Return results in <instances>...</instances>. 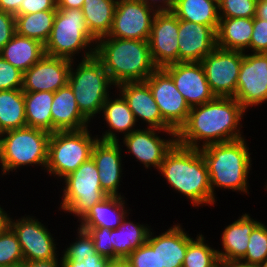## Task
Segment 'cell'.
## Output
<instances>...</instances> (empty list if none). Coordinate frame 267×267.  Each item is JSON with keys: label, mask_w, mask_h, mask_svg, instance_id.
I'll use <instances>...</instances> for the list:
<instances>
[{"label": "cell", "mask_w": 267, "mask_h": 267, "mask_svg": "<svg viewBox=\"0 0 267 267\" xmlns=\"http://www.w3.org/2000/svg\"><path fill=\"white\" fill-rule=\"evenodd\" d=\"M51 133L33 127H23L0 134V176L31 166L45 172ZM39 166V167H38Z\"/></svg>", "instance_id": "obj_5"}, {"label": "cell", "mask_w": 267, "mask_h": 267, "mask_svg": "<svg viewBox=\"0 0 267 267\" xmlns=\"http://www.w3.org/2000/svg\"><path fill=\"white\" fill-rule=\"evenodd\" d=\"M145 81L162 118L177 132L186 122L191 107L162 68H157Z\"/></svg>", "instance_id": "obj_15"}, {"label": "cell", "mask_w": 267, "mask_h": 267, "mask_svg": "<svg viewBox=\"0 0 267 267\" xmlns=\"http://www.w3.org/2000/svg\"><path fill=\"white\" fill-rule=\"evenodd\" d=\"M23 1L24 0H0V10L16 16L18 15V10Z\"/></svg>", "instance_id": "obj_49"}, {"label": "cell", "mask_w": 267, "mask_h": 267, "mask_svg": "<svg viewBox=\"0 0 267 267\" xmlns=\"http://www.w3.org/2000/svg\"><path fill=\"white\" fill-rule=\"evenodd\" d=\"M51 115L52 133L56 131L82 130L91 125L81 114L69 84L54 93Z\"/></svg>", "instance_id": "obj_25"}, {"label": "cell", "mask_w": 267, "mask_h": 267, "mask_svg": "<svg viewBox=\"0 0 267 267\" xmlns=\"http://www.w3.org/2000/svg\"><path fill=\"white\" fill-rule=\"evenodd\" d=\"M257 0H222L219 6L220 18H253Z\"/></svg>", "instance_id": "obj_39"}, {"label": "cell", "mask_w": 267, "mask_h": 267, "mask_svg": "<svg viewBox=\"0 0 267 267\" xmlns=\"http://www.w3.org/2000/svg\"><path fill=\"white\" fill-rule=\"evenodd\" d=\"M156 13L144 2L118 0L107 37L148 41Z\"/></svg>", "instance_id": "obj_14"}, {"label": "cell", "mask_w": 267, "mask_h": 267, "mask_svg": "<svg viewBox=\"0 0 267 267\" xmlns=\"http://www.w3.org/2000/svg\"><path fill=\"white\" fill-rule=\"evenodd\" d=\"M110 267H131L125 260L113 261Z\"/></svg>", "instance_id": "obj_54"}, {"label": "cell", "mask_w": 267, "mask_h": 267, "mask_svg": "<svg viewBox=\"0 0 267 267\" xmlns=\"http://www.w3.org/2000/svg\"><path fill=\"white\" fill-rule=\"evenodd\" d=\"M90 127L82 130L56 131L51 133L48 143V161L45 173L61 181L92 156L98 140ZM92 131V132H91Z\"/></svg>", "instance_id": "obj_8"}, {"label": "cell", "mask_w": 267, "mask_h": 267, "mask_svg": "<svg viewBox=\"0 0 267 267\" xmlns=\"http://www.w3.org/2000/svg\"><path fill=\"white\" fill-rule=\"evenodd\" d=\"M264 183H265V185L263 186L264 187V190L267 191V179H266V181Z\"/></svg>", "instance_id": "obj_56"}, {"label": "cell", "mask_w": 267, "mask_h": 267, "mask_svg": "<svg viewBox=\"0 0 267 267\" xmlns=\"http://www.w3.org/2000/svg\"><path fill=\"white\" fill-rule=\"evenodd\" d=\"M95 56L102 62L112 83L145 81L156 69L148 41L113 37L97 40Z\"/></svg>", "instance_id": "obj_4"}, {"label": "cell", "mask_w": 267, "mask_h": 267, "mask_svg": "<svg viewBox=\"0 0 267 267\" xmlns=\"http://www.w3.org/2000/svg\"><path fill=\"white\" fill-rule=\"evenodd\" d=\"M24 257L18 238L11 227L0 234V267L23 264Z\"/></svg>", "instance_id": "obj_38"}, {"label": "cell", "mask_w": 267, "mask_h": 267, "mask_svg": "<svg viewBox=\"0 0 267 267\" xmlns=\"http://www.w3.org/2000/svg\"><path fill=\"white\" fill-rule=\"evenodd\" d=\"M144 2L156 12H170L173 9L175 0H137Z\"/></svg>", "instance_id": "obj_47"}, {"label": "cell", "mask_w": 267, "mask_h": 267, "mask_svg": "<svg viewBox=\"0 0 267 267\" xmlns=\"http://www.w3.org/2000/svg\"><path fill=\"white\" fill-rule=\"evenodd\" d=\"M31 215H21L18 219L16 216L11 217L10 221V227L20 243L24 261L56 259L61 255L57 239H54V234L50 232L48 225L42 223L43 220Z\"/></svg>", "instance_id": "obj_11"}, {"label": "cell", "mask_w": 267, "mask_h": 267, "mask_svg": "<svg viewBox=\"0 0 267 267\" xmlns=\"http://www.w3.org/2000/svg\"><path fill=\"white\" fill-rule=\"evenodd\" d=\"M255 17L267 21V0H257Z\"/></svg>", "instance_id": "obj_52"}, {"label": "cell", "mask_w": 267, "mask_h": 267, "mask_svg": "<svg viewBox=\"0 0 267 267\" xmlns=\"http://www.w3.org/2000/svg\"><path fill=\"white\" fill-rule=\"evenodd\" d=\"M128 214L117 229H111L113 261L125 260L132 251L147 242L151 225L131 221ZM144 223V224H143Z\"/></svg>", "instance_id": "obj_27"}, {"label": "cell", "mask_w": 267, "mask_h": 267, "mask_svg": "<svg viewBox=\"0 0 267 267\" xmlns=\"http://www.w3.org/2000/svg\"><path fill=\"white\" fill-rule=\"evenodd\" d=\"M245 113L247 111L234 97H215L210 102L193 106L186 122L176 132L177 144L200 149L247 137L241 129Z\"/></svg>", "instance_id": "obj_1"}, {"label": "cell", "mask_w": 267, "mask_h": 267, "mask_svg": "<svg viewBox=\"0 0 267 267\" xmlns=\"http://www.w3.org/2000/svg\"><path fill=\"white\" fill-rule=\"evenodd\" d=\"M244 52L216 47L201 60L207 82L215 97H234Z\"/></svg>", "instance_id": "obj_13"}, {"label": "cell", "mask_w": 267, "mask_h": 267, "mask_svg": "<svg viewBox=\"0 0 267 267\" xmlns=\"http://www.w3.org/2000/svg\"><path fill=\"white\" fill-rule=\"evenodd\" d=\"M212 1H214L215 3L219 5L222 0H212Z\"/></svg>", "instance_id": "obj_57"}, {"label": "cell", "mask_w": 267, "mask_h": 267, "mask_svg": "<svg viewBox=\"0 0 267 267\" xmlns=\"http://www.w3.org/2000/svg\"><path fill=\"white\" fill-rule=\"evenodd\" d=\"M0 204V234L10 227L11 215Z\"/></svg>", "instance_id": "obj_51"}, {"label": "cell", "mask_w": 267, "mask_h": 267, "mask_svg": "<svg viewBox=\"0 0 267 267\" xmlns=\"http://www.w3.org/2000/svg\"><path fill=\"white\" fill-rule=\"evenodd\" d=\"M253 18H220L216 46L225 50L249 52Z\"/></svg>", "instance_id": "obj_28"}, {"label": "cell", "mask_w": 267, "mask_h": 267, "mask_svg": "<svg viewBox=\"0 0 267 267\" xmlns=\"http://www.w3.org/2000/svg\"><path fill=\"white\" fill-rule=\"evenodd\" d=\"M124 151L119 142L97 140L95 143L92 156L99 173L102 190L109 196H124L121 189L123 166L125 164L122 154Z\"/></svg>", "instance_id": "obj_20"}, {"label": "cell", "mask_w": 267, "mask_h": 267, "mask_svg": "<svg viewBox=\"0 0 267 267\" xmlns=\"http://www.w3.org/2000/svg\"><path fill=\"white\" fill-rule=\"evenodd\" d=\"M96 43L97 40L87 28L82 9H57L44 52L71 61L79 57L82 60L95 55Z\"/></svg>", "instance_id": "obj_7"}, {"label": "cell", "mask_w": 267, "mask_h": 267, "mask_svg": "<svg viewBox=\"0 0 267 267\" xmlns=\"http://www.w3.org/2000/svg\"><path fill=\"white\" fill-rule=\"evenodd\" d=\"M251 216L244 212L221 231L222 249L217 248L220 262H239L245 256L250 234L261 222Z\"/></svg>", "instance_id": "obj_24"}, {"label": "cell", "mask_w": 267, "mask_h": 267, "mask_svg": "<svg viewBox=\"0 0 267 267\" xmlns=\"http://www.w3.org/2000/svg\"><path fill=\"white\" fill-rule=\"evenodd\" d=\"M15 34V16L0 10V50Z\"/></svg>", "instance_id": "obj_44"}, {"label": "cell", "mask_w": 267, "mask_h": 267, "mask_svg": "<svg viewBox=\"0 0 267 267\" xmlns=\"http://www.w3.org/2000/svg\"><path fill=\"white\" fill-rule=\"evenodd\" d=\"M198 233L188 243L182 267H219L220 260L216 247H212L201 232Z\"/></svg>", "instance_id": "obj_35"}, {"label": "cell", "mask_w": 267, "mask_h": 267, "mask_svg": "<svg viewBox=\"0 0 267 267\" xmlns=\"http://www.w3.org/2000/svg\"><path fill=\"white\" fill-rule=\"evenodd\" d=\"M62 183V195L58 212L71 214L79 222L88 211L107 195L101 188L98 169L92 158L83 162L75 171L68 174ZM61 196V197H60ZM76 217V218H75Z\"/></svg>", "instance_id": "obj_9"}, {"label": "cell", "mask_w": 267, "mask_h": 267, "mask_svg": "<svg viewBox=\"0 0 267 267\" xmlns=\"http://www.w3.org/2000/svg\"><path fill=\"white\" fill-rule=\"evenodd\" d=\"M46 10H57L56 0H24L18 10V15Z\"/></svg>", "instance_id": "obj_45"}, {"label": "cell", "mask_w": 267, "mask_h": 267, "mask_svg": "<svg viewBox=\"0 0 267 267\" xmlns=\"http://www.w3.org/2000/svg\"><path fill=\"white\" fill-rule=\"evenodd\" d=\"M44 55V45L41 42L18 34L0 50V56L23 73Z\"/></svg>", "instance_id": "obj_29"}, {"label": "cell", "mask_w": 267, "mask_h": 267, "mask_svg": "<svg viewBox=\"0 0 267 267\" xmlns=\"http://www.w3.org/2000/svg\"><path fill=\"white\" fill-rule=\"evenodd\" d=\"M118 0H84L82 12L90 34L96 39L108 36Z\"/></svg>", "instance_id": "obj_31"}, {"label": "cell", "mask_w": 267, "mask_h": 267, "mask_svg": "<svg viewBox=\"0 0 267 267\" xmlns=\"http://www.w3.org/2000/svg\"><path fill=\"white\" fill-rule=\"evenodd\" d=\"M159 234L151 229L147 243L158 250L159 267H182L188 243L194 238L181 223H174ZM155 234V235H154Z\"/></svg>", "instance_id": "obj_22"}, {"label": "cell", "mask_w": 267, "mask_h": 267, "mask_svg": "<svg viewBox=\"0 0 267 267\" xmlns=\"http://www.w3.org/2000/svg\"><path fill=\"white\" fill-rule=\"evenodd\" d=\"M125 261L131 267H159L158 250L146 242L132 251Z\"/></svg>", "instance_id": "obj_40"}, {"label": "cell", "mask_w": 267, "mask_h": 267, "mask_svg": "<svg viewBox=\"0 0 267 267\" xmlns=\"http://www.w3.org/2000/svg\"><path fill=\"white\" fill-rule=\"evenodd\" d=\"M245 138L200 148L208 169L212 195L216 199L215 190L220 189L249 196L248 178L252 174L253 158Z\"/></svg>", "instance_id": "obj_3"}, {"label": "cell", "mask_w": 267, "mask_h": 267, "mask_svg": "<svg viewBox=\"0 0 267 267\" xmlns=\"http://www.w3.org/2000/svg\"><path fill=\"white\" fill-rule=\"evenodd\" d=\"M250 53H267V21L253 17Z\"/></svg>", "instance_id": "obj_43"}, {"label": "cell", "mask_w": 267, "mask_h": 267, "mask_svg": "<svg viewBox=\"0 0 267 267\" xmlns=\"http://www.w3.org/2000/svg\"><path fill=\"white\" fill-rule=\"evenodd\" d=\"M128 103L139 127L174 130L163 118L146 81L124 82L116 86ZM141 122V125H140Z\"/></svg>", "instance_id": "obj_17"}, {"label": "cell", "mask_w": 267, "mask_h": 267, "mask_svg": "<svg viewBox=\"0 0 267 267\" xmlns=\"http://www.w3.org/2000/svg\"><path fill=\"white\" fill-rule=\"evenodd\" d=\"M7 267H22V264H20V265H14V266H7Z\"/></svg>", "instance_id": "obj_58"}, {"label": "cell", "mask_w": 267, "mask_h": 267, "mask_svg": "<svg viewBox=\"0 0 267 267\" xmlns=\"http://www.w3.org/2000/svg\"><path fill=\"white\" fill-rule=\"evenodd\" d=\"M257 267H267V260H265L263 263L259 264Z\"/></svg>", "instance_id": "obj_55"}, {"label": "cell", "mask_w": 267, "mask_h": 267, "mask_svg": "<svg viewBox=\"0 0 267 267\" xmlns=\"http://www.w3.org/2000/svg\"><path fill=\"white\" fill-rule=\"evenodd\" d=\"M72 61L44 55L23 73V92H56L68 84Z\"/></svg>", "instance_id": "obj_18"}, {"label": "cell", "mask_w": 267, "mask_h": 267, "mask_svg": "<svg viewBox=\"0 0 267 267\" xmlns=\"http://www.w3.org/2000/svg\"><path fill=\"white\" fill-rule=\"evenodd\" d=\"M267 260V225L262 221L253 229L245 256L238 262L257 267Z\"/></svg>", "instance_id": "obj_36"}, {"label": "cell", "mask_w": 267, "mask_h": 267, "mask_svg": "<svg viewBox=\"0 0 267 267\" xmlns=\"http://www.w3.org/2000/svg\"><path fill=\"white\" fill-rule=\"evenodd\" d=\"M23 72L0 56V90L22 89Z\"/></svg>", "instance_id": "obj_41"}, {"label": "cell", "mask_w": 267, "mask_h": 267, "mask_svg": "<svg viewBox=\"0 0 267 267\" xmlns=\"http://www.w3.org/2000/svg\"><path fill=\"white\" fill-rule=\"evenodd\" d=\"M162 69L172 78L190 107L205 104L215 98L201 62H178Z\"/></svg>", "instance_id": "obj_19"}, {"label": "cell", "mask_w": 267, "mask_h": 267, "mask_svg": "<svg viewBox=\"0 0 267 267\" xmlns=\"http://www.w3.org/2000/svg\"><path fill=\"white\" fill-rule=\"evenodd\" d=\"M26 126L22 89L0 90V134Z\"/></svg>", "instance_id": "obj_33"}, {"label": "cell", "mask_w": 267, "mask_h": 267, "mask_svg": "<svg viewBox=\"0 0 267 267\" xmlns=\"http://www.w3.org/2000/svg\"><path fill=\"white\" fill-rule=\"evenodd\" d=\"M56 12L57 10H46L16 15V34L37 40L45 45L50 37Z\"/></svg>", "instance_id": "obj_34"}, {"label": "cell", "mask_w": 267, "mask_h": 267, "mask_svg": "<svg viewBox=\"0 0 267 267\" xmlns=\"http://www.w3.org/2000/svg\"><path fill=\"white\" fill-rule=\"evenodd\" d=\"M111 261L109 258L100 255L99 253L86 257L80 263L78 262H61L62 267H110Z\"/></svg>", "instance_id": "obj_46"}, {"label": "cell", "mask_w": 267, "mask_h": 267, "mask_svg": "<svg viewBox=\"0 0 267 267\" xmlns=\"http://www.w3.org/2000/svg\"><path fill=\"white\" fill-rule=\"evenodd\" d=\"M114 91L115 94L112 93L103 104L100 116L104 122L103 127L108 130L101 128L102 135L97 134L99 140L119 142L124 136L139 128L126 100L116 89Z\"/></svg>", "instance_id": "obj_23"}, {"label": "cell", "mask_w": 267, "mask_h": 267, "mask_svg": "<svg viewBox=\"0 0 267 267\" xmlns=\"http://www.w3.org/2000/svg\"><path fill=\"white\" fill-rule=\"evenodd\" d=\"M22 267H62L61 256L51 260L24 261Z\"/></svg>", "instance_id": "obj_48"}, {"label": "cell", "mask_w": 267, "mask_h": 267, "mask_svg": "<svg viewBox=\"0 0 267 267\" xmlns=\"http://www.w3.org/2000/svg\"><path fill=\"white\" fill-rule=\"evenodd\" d=\"M68 84L73 90L81 114L90 123L97 117L100 118L104 102L114 92L110 90L116 88L95 55L72 61Z\"/></svg>", "instance_id": "obj_6"}, {"label": "cell", "mask_w": 267, "mask_h": 267, "mask_svg": "<svg viewBox=\"0 0 267 267\" xmlns=\"http://www.w3.org/2000/svg\"><path fill=\"white\" fill-rule=\"evenodd\" d=\"M84 0H56L57 9H82Z\"/></svg>", "instance_id": "obj_50"}, {"label": "cell", "mask_w": 267, "mask_h": 267, "mask_svg": "<svg viewBox=\"0 0 267 267\" xmlns=\"http://www.w3.org/2000/svg\"><path fill=\"white\" fill-rule=\"evenodd\" d=\"M234 98L247 112L267 105V53L244 52Z\"/></svg>", "instance_id": "obj_12"}, {"label": "cell", "mask_w": 267, "mask_h": 267, "mask_svg": "<svg viewBox=\"0 0 267 267\" xmlns=\"http://www.w3.org/2000/svg\"><path fill=\"white\" fill-rule=\"evenodd\" d=\"M178 19L210 26L218 29L219 6L212 0H175L171 11Z\"/></svg>", "instance_id": "obj_30"}, {"label": "cell", "mask_w": 267, "mask_h": 267, "mask_svg": "<svg viewBox=\"0 0 267 267\" xmlns=\"http://www.w3.org/2000/svg\"><path fill=\"white\" fill-rule=\"evenodd\" d=\"M219 267H254V266H246L238 262H220Z\"/></svg>", "instance_id": "obj_53"}, {"label": "cell", "mask_w": 267, "mask_h": 267, "mask_svg": "<svg viewBox=\"0 0 267 267\" xmlns=\"http://www.w3.org/2000/svg\"><path fill=\"white\" fill-rule=\"evenodd\" d=\"M173 192L188 199L193 208L215 207L209 173L200 149L175 144L165 155L158 171Z\"/></svg>", "instance_id": "obj_2"}, {"label": "cell", "mask_w": 267, "mask_h": 267, "mask_svg": "<svg viewBox=\"0 0 267 267\" xmlns=\"http://www.w3.org/2000/svg\"><path fill=\"white\" fill-rule=\"evenodd\" d=\"M54 92H24L25 117L28 127L52 133L51 105Z\"/></svg>", "instance_id": "obj_32"}, {"label": "cell", "mask_w": 267, "mask_h": 267, "mask_svg": "<svg viewBox=\"0 0 267 267\" xmlns=\"http://www.w3.org/2000/svg\"><path fill=\"white\" fill-rule=\"evenodd\" d=\"M216 47V32L210 26L179 19L178 62H201Z\"/></svg>", "instance_id": "obj_21"}, {"label": "cell", "mask_w": 267, "mask_h": 267, "mask_svg": "<svg viewBox=\"0 0 267 267\" xmlns=\"http://www.w3.org/2000/svg\"><path fill=\"white\" fill-rule=\"evenodd\" d=\"M179 19L170 12H157L152 22L148 43L157 68L178 63Z\"/></svg>", "instance_id": "obj_16"}, {"label": "cell", "mask_w": 267, "mask_h": 267, "mask_svg": "<svg viewBox=\"0 0 267 267\" xmlns=\"http://www.w3.org/2000/svg\"><path fill=\"white\" fill-rule=\"evenodd\" d=\"M87 231L94 243V247L100 255L113 261V244L111 240V229L101 228H81Z\"/></svg>", "instance_id": "obj_42"}, {"label": "cell", "mask_w": 267, "mask_h": 267, "mask_svg": "<svg viewBox=\"0 0 267 267\" xmlns=\"http://www.w3.org/2000/svg\"><path fill=\"white\" fill-rule=\"evenodd\" d=\"M125 196H108L95 204L79 221L80 228L117 229L128 214L132 215V208L128 207Z\"/></svg>", "instance_id": "obj_26"}, {"label": "cell", "mask_w": 267, "mask_h": 267, "mask_svg": "<svg viewBox=\"0 0 267 267\" xmlns=\"http://www.w3.org/2000/svg\"><path fill=\"white\" fill-rule=\"evenodd\" d=\"M165 133V134H164ZM160 134V135H159ZM165 136V137H163ZM119 141L122 150L136 162L142 164L147 172L155 169L158 171L165 155L177 143L175 130H162L155 128L139 127ZM123 147H125L123 149Z\"/></svg>", "instance_id": "obj_10"}, {"label": "cell", "mask_w": 267, "mask_h": 267, "mask_svg": "<svg viewBox=\"0 0 267 267\" xmlns=\"http://www.w3.org/2000/svg\"><path fill=\"white\" fill-rule=\"evenodd\" d=\"M75 229L77 232L75 239L68 245L66 244L65 249L61 251V262L80 263L86 257L97 254L90 234L80 227H75Z\"/></svg>", "instance_id": "obj_37"}]
</instances>
